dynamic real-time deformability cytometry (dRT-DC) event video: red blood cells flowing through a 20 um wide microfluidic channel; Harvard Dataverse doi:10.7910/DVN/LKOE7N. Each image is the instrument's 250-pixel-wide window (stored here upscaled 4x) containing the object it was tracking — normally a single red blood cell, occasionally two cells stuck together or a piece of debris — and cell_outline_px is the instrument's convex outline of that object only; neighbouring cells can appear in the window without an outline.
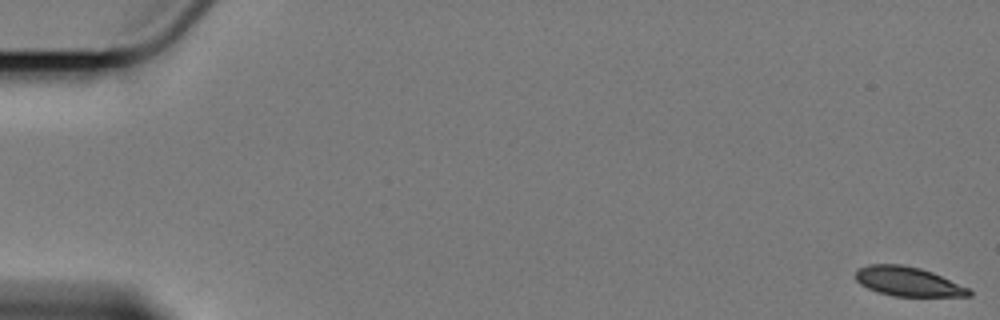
{"species": "Egyptian fruit bat (a non-hibernating species)", "species_latin": "Rousettus aegyptiacus", "temperature_condition": "cold", "stored_images_in_passage": 35, "camera_frame_rate_fps": 3000, "um_per_image_px": 0.085, "animal": {"sex": "female"}, "frame": {"image": 1, "passage_image": 1, "time_ms": 0.0, "image_size_px": [1000, 320], "cell_outline_px": [[972, 296], [892, 296], [876, 292], [860, 284], [856, 280], [856, 268], [868, 264], [900, 264], [920, 268], [932, 272], [968, 288], [972, 292]], "centroid_in_image_um": [77.13, 23.92], "position_along_channel_um": 7.9, "area_um2": 19.36}}
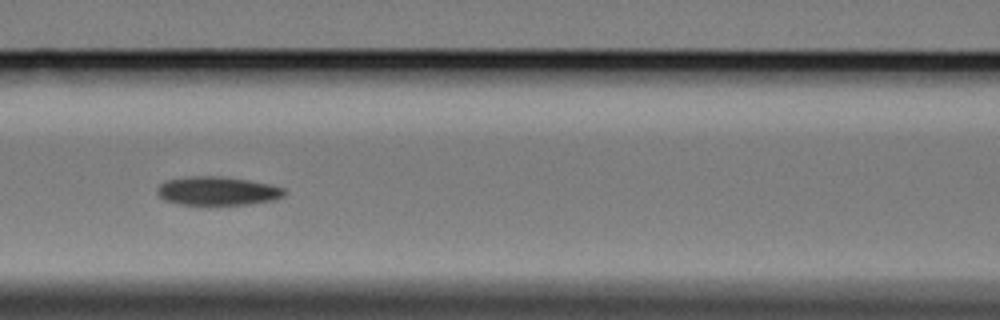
{"frame": {"image": 2, "passage_image": 27, "time_ms": 8.667, "image_size_px": [1000, 320], "cell_outline_px": [[288, 192], [284, 196], [272, 200], [248, 204], [180, 204], [164, 200], [156, 192], [156, 188], [164, 180], [188, 176], [220, 176], [248, 180], [268, 184], [284, 188]], "centroid_in_image_um": [18.46, 16.22], "position_along_channel_um": 148.1, "area_um2": 21.21}}
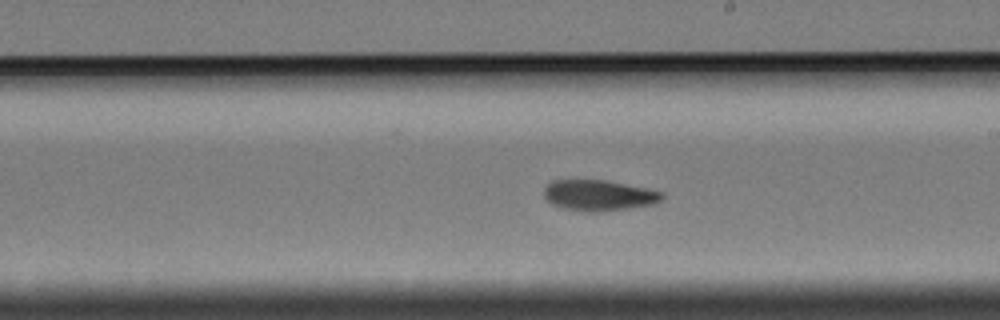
{"frame": {"image": 3, "passage_image": 35, "time_ms": 11.333, "image_size_px": [1000, 320], "cell_outline_px": [[664, 196], [656, 204], [600, 212], [584, 212], [560, 208], [552, 204], [544, 196], [544, 188], [552, 180], [604, 180], [648, 188], [664, 192]], "centroid_in_image_um": [50.91, 16.61], "position_along_channel_um": 238.1, "area_um2": 21.39}}